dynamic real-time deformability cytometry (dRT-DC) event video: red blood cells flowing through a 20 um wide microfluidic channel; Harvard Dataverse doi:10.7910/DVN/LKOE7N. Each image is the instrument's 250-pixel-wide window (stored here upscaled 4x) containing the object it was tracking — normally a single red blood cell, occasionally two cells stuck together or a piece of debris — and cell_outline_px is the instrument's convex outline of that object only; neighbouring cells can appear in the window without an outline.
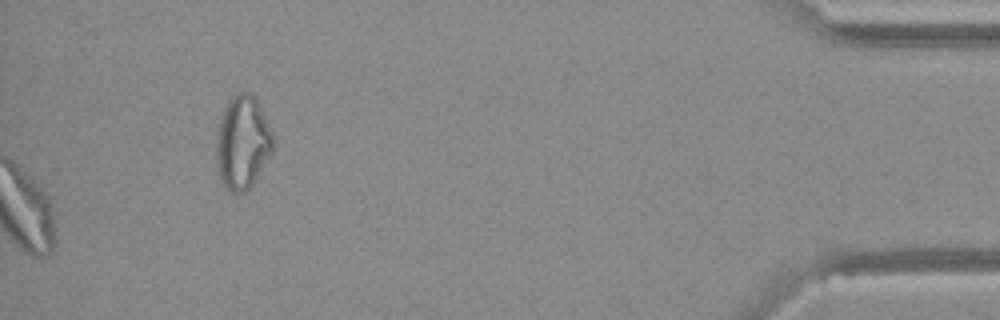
{"species": "Egyptian fruit bat (a non-hibernating species)", "species_latin": "Rousettus aegyptiacus", "temperature_condition": "warm", "stored_images_in_passage": 37, "camera_frame_rate_fps": 3000, "um_per_image_px": 0.085, "animal": {"sex": "female"}, "frame": {"image": 1, "passage_image": 37, "time_ms": 12.0, "image_size_px": [1000, 320], "cell_outline_px": [[272, 152], [252, 184], [244, 192], [232, 192], [224, 184], [220, 176], [216, 164], [216, 136], [220, 120], [224, 108], [228, 100], [232, 96], [240, 92], [252, 92], [256, 100], [268, 128], [272, 140]], "centroid_in_image_um": [20.57, 12.1], "position_along_channel_um": 414.6, "area_um2": 30.0}}